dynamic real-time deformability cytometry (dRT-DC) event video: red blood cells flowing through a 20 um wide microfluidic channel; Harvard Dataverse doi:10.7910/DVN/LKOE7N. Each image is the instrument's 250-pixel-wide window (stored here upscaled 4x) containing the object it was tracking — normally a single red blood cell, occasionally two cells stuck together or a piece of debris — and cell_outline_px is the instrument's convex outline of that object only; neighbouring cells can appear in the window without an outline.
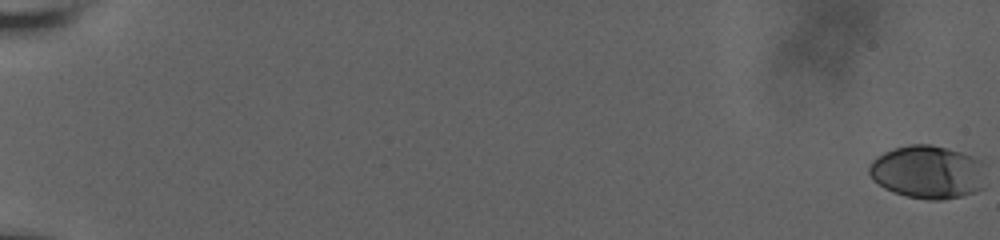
{"species": "human", "species_latin": "Homo sapiens", "temperature_condition": "room temperature", "stored_images_in_passage": 62, "camera_frame_rate_fps": 3000, "um_per_image_px": 0.085, "donor": {"sex": "male"}, "frame": {"image": 1, "passage_image": 1, "time_ms": 0.0, "image_size_px": [1000, 240], "cell_outline_px": [[984, 188], [976, 192], [960, 196], [940, 200], [928, 200], [908, 196], [892, 192], [884, 188], [868, 172], [868, 168], [872, 160], [884, 152], [892, 148], [908, 144], [928, 144], [948, 148], [972, 156], [980, 160], [984, 164]], "centroid_in_image_um": [78.88, 14.62], "position_along_channel_um": 6.1, "area_um2": 36.3}}
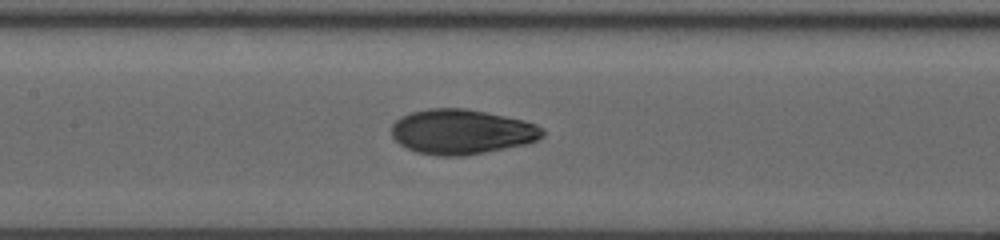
{"frame": {"image": 2, "passage_image": 34, "time_ms": 11.0, "image_size_px": [1000, 240], "cell_outline_px": [[544, 136], [536, 140], [524, 144], [464, 156], [436, 156], [416, 152], [400, 144], [392, 136], [392, 124], [400, 116], [412, 112], [428, 108], [464, 108], [524, 120], [536, 124], [544, 128]], "centroid_in_image_um": [39.23, 11.2], "position_along_channel_um": 168.2, "area_um2": 39.42}}
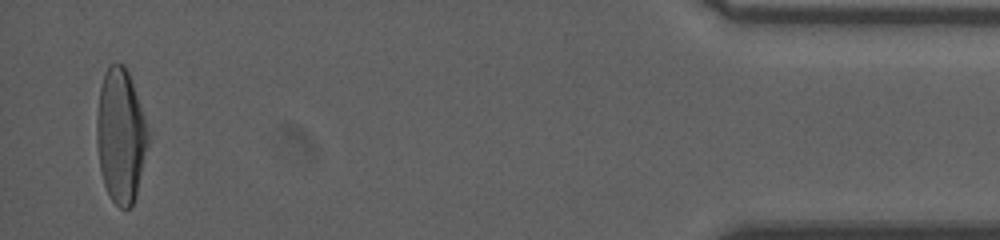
{"frame": {"image": 3, "passage_image": 61, "time_ms": 20.0, "image_size_px": [1000, 240], "cell_outline_px": [[148, 144], [136, 196], [132, 204], [128, 208], [120, 208], [112, 200], [104, 184], [100, 172], [96, 140], [96, 116], [100, 88], [104, 72], [108, 64], [124, 64], [128, 72], [144, 116], [148, 132]], "centroid_in_image_um": [10.23, 11.53], "position_along_channel_um": 425.0, "area_um2": 40.0}, "authors_computed_cell_mechanics": {"area_um2": 38.3792, "velocity_mm_per_s": 3.6603, "shape_relaxation_time_tau1_ms": 4.9022, "shape_relaxation_time_tau2_ms": 1.4821, "deformation_change_tau1": 0.1977, "deformation_change_tau2": 0.0567}}